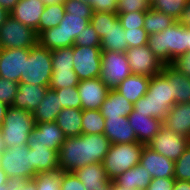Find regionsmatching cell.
<instances>
[{
	"mask_svg": "<svg viewBox=\"0 0 190 190\" xmlns=\"http://www.w3.org/2000/svg\"><path fill=\"white\" fill-rule=\"evenodd\" d=\"M53 70L74 71L73 46L51 50Z\"/></svg>",
	"mask_w": 190,
	"mask_h": 190,
	"instance_id": "35",
	"label": "cell"
},
{
	"mask_svg": "<svg viewBox=\"0 0 190 190\" xmlns=\"http://www.w3.org/2000/svg\"><path fill=\"white\" fill-rule=\"evenodd\" d=\"M111 190H128V189L125 188V187H122V186L118 185L117 183H115V182L112 180ZM130 190H140V189L136 188V189H130Z\"/></svg>",
	"mask_w": 190,
	"mask_h": 190,
	"instance_id": "59",
	"label": "cell"
},
{
	"mask_svg": "<svg viewBox=\"0 0 190 190\" xmlns=\"http://www.w3.org/2000/svg\"><path fill=\"white\" fill-rule=\"evenodd\" d=\"M100 79L109 89H116L118 85L132 74L125 52H102Z\"/></svg>",
	"mask_w": 190,
	"mask_h": 190,
	"instance_id": "10",
	"label": "cell"
},
{
	"mask_svg": "<svg viewBox=\"0 0 190 190\" xmlns=\"http://www.w3.org/2000/svg\"><path fill=\"white\" fill-rule=\"evenodd\" d=\"M139 164L145 167L153 178L174 177V161L153 151L147 145L143 147Z\"/></svg>",
	"mask_w": 190,
	"mask_h": 190,
	"instance_id": "17",
	"label": "cell"
},
{
	"mask_svg": "<svg viewBox=\"0 0 190 190\" xmlns=\"http://www.w3.org/2000/svg\"><path fill=\"white\" fill-rule=\"evenodd\" d=\"M132 74L152 77L159 74L165 66L150 51L149 46L129 48L125 51Z\"/></svg>",
	"mask_w": 190,
	"mask_h": 190,
	"instance_id": "13",
	"label": "cell"
},
{
	"mask_svg": "<svg viewBox=\"0 0 190 190\" xmlns=\"http://www.w3.org/2000/svg\"><path fill=\"white\" fill-rule=\"evenodd\" d=\"M175 22H177V20L172 16L151 8L149 11L145 12L143 28L150 35L164 31L166 28L171 27Z\"/></svg>",
	"mask_w": 190,
	"mask_h": 190,
	"instance_id": "32",
	"label": "cell"
},
{
	"mask_svg": "<svg viewBox=\"0 0 190 190\" xmlns=\"http://www.w3.org/2000/svg\"><path fill=\"white\" fill-rule=\"evenodd\" d=\"M46 5L42 0H20L10 15L22 24L31 27L39 35V21Z\"/></svg>",
	"mask_w": 190,
	"mask_h": 190,
	"instance_id": "18",
	"label": "cell"
},
{
	"mask_svg": "<svg viewBox=\"0 0 190 190\" xmlns=\"http://www.w3.org/2000/svg\"><path fill=\"white\" fill-rule=\"evenodd\" d=\"M32 180L37 190H61V170L37 173Z\"/></svg>",
	"mask_w": 190,
	"mask_h": 190,
	"instance_id": "36",
	"label": "cell"
},
{
	"mask_svg": "<svg viewBox=\"0 0 190 190\" xmlns=\"http://www.w3.org/2000/svg\"><path fill=\"white\" fill-rule=\"evenodd\" d=\"M190 139L182 134L162 126L156 136L148 143V147L159 154L176 161L189 146Z\"/></svg>",
	"mask_w": 190,
	"mask_h": 190,
	"instance_id": "12",
	"label": "cell"
},
{
	"mask_svg": "<svg viewBox=\"0 0 190 190\" xmlns=\"http://www.w3.org/2000/svg\"><path fill=\"white\" fill-rule=\"evenodd\" d=\"M0 190H9L8 184H1Z\"/></svg>",
	"mask_w": 190,
	"mask_h": 190,
	"instance_id": "63",
	"label": "cell"
},
{
	"mask_svg": "<svg viewBox=\"0 0 190 190\" xmlns=\"http://www.w3.org/2000/svg\"><path fill=\"white\" fill-rule=\"evenodd\" d=\"M77 88L82 110H99L110 91L100 77L79 81Z\"/></svg>",
	"mask_w": 190,
	"mask_h": 190,
	"instance_id": "16",
	"label": "cell"
},
{
	"mask_svg": "<svg viewBox=\"0 0 190 190\" xmlns=\"http://www.w3.org/2000/svg\"><path fill=\"white\" fill-rule=\"evenodd\" d=\"M10 16V12L7 10L3 9L0 6V28L1 26L5 23L6 19Z\"/></svg>",
	"mask_w": 190,
	"mask_h": 190,
	"instance_id": "57",
	"label": "cell"
},
{
	"mask_svg": "<svg viewBox=\"0 0 190 190\" xmlns=\"http://www.w3.org/2000/svg\"><path fill=\"white\" fill-rule=\"evenodd\" d=\"M79 84V79L74 71L69 70H53L49 83L50 89H62L75 87Z\"/></svg>",
	"mask_w": 190,
	"mask_h": 190,
	"instance_id": "37",
	"label": "cell"
},
{
	"mask_svg": "<svg viewBox=\"0 0 190 190\" xmlns=\"http://www.w3.org/2000/svg\"><path fill=\"white\" fill-rule=\"evenodd\" d=\"M118 18L114 12H93L90 24L98 33L100 39L106 36V33L111 29L112 23Z\"/></svg>",
	"mask_w": 190,
	"mask_h": 190,
	"instance_id": "39",
	"label": "cell"
},
{
	"mask_svg": "<svg viewBox=\"0 0 190 190\" xmlns=\"http://www.w3.org/2000/svg\"><path fill=\"white\" fill-rule=\"evenodd\" d=\"M82 134H103L105 118L100 110H82Z\"/></svg>",
	"mask_w": 190,
	"mask_h": 190,
	"instance_id": "34",
	"label": "cell"
},
{
	"mask_svg": "<svg viewBox=\"0 0 190 190\" xmlns=\"http://www.w3.org/2000/svg\"><path fill=\"white\" fill-rule=\"evenodd\" d=\"M8 181V177L6 176V173L0 168V187L1 184H6Z\"/></svg>",
	"mask_w": 190,
	"mask_h": 190,
	"instance_id": "58",
	"label": "cell"
},
{
	"mask_svg": "<svg viewBox=\"0 0 190 190\" xmlns=\"http://www.w3.org/2000/svg\"><path fill=\"white\" fill-rule=\"evenodd\" d=\"M147 45L159 61L170 65L175 58L187 52V27L177 21L164 31L150 34Z\"/></svg>",
	"mask_w": 190,
	"mask_h": 190,
	"instance_id": "3",
	"label": "cell"
},
{
	"mask_svg": "<svg viewBox=\"0 0 190 190\" xmlns=\"http://www.w3.org/2000/svg\"><path fill=\"white\" fill-rule=\"evenodd\" d=\"M173 190H190V181H181L176 179Z\"/></svg>",
	"mask_w": 190,
	"mask_h": 190,
	"instance_id": "55",
	"label": "cell"
},
{
	"mask_svg": "<svg viewBox=\"0 0 190 190\" xmlns=\"http://www.w3.org/2000/svg\"><path fill=\"white\" fill-rule=\"evenodd\" d=\"M152 179L153 177L146 171L145 167L138 163L136 166L118 175L113 181L128 190L136 188L146 190Z\"/></svg>",
	"mask_w": 190,
	"mask_h": 190,
	"instance_id": "28",
	"label": "cell"
},
{
	"mask_svg": "<svg viewBox=\"0 0 190 190\" xmlns=\"http://www.w3.org/2000/svg\"><path fill=\"white\" fill-rule=\"evenodd\" d=\"M66 138L67 136L55 121L35 123L28 139V146H47L59 152Z\"/></svg>",
	"mask_w": 190,
	"mask_h": 190,
	"instance_id": "15",
	"label": "cell"
},
{
	"mask_svg": "<svg viewBox=\"0 0 190 190\" xmlns=\"http://www.w3.org/2000/svg\"><path fill=\"white\" fill-rule=\"evenodd\" d=\"M151 2L149 0H117V14L136 11H149Z\"/></svg>",
	"mask_w": 190,
	"mask_h": 190,
	"instance_id": "43",
	"label": "cell"
},
{
	"mask_svg": "<svg viewBox=\"0 0 190 190\" xmlns=\"http://www.w3.org/2000/svg\"><path fill=\"white\" fill-rule=\"evenodd\" d=\"M124 29H136L144 26L145 11L117 14Z\"/></svg>",
	"mask_w": 190,
	"mask_h": 190,
	"instance_id": "45",
	"label": "cell"
},
{
	"mask_svg": "<svg viewBox=\"0 0 190 190\" xmlns=\"http://www.w3.org/2000/svg\"><path fill=\"white\" fill-rule=\"evenodd\" d=\"M134 109V104L122 96L116 89L108 92L99 109L104 118L127 117Z\"/></svg>",
	"mask_w": 190,
	"mask_h": 190,
	"instance_id": "24",
	"label": "cell"
},
{
	"mask_svg": "<svg viewBox=\"0 0 190 190\" xmlns=\"http://www.w3.org/2000/svg\"><path fill=\"white\" fill-rule=\"evenodd\" d=\"M189 0H153L151 8L172 16L178 21Z\"/></svg>",
	"mask_w": 190,
	"mask_h": 190,
	"instance_id": "38",
	"label": "cell"
},
{
	"mask_svg": "<svg viewBox=\"0 0 190 190\" xmlns=\"http://www.w3.org/2000/svg\"><path fill=\"white\" fill-rule=\"evenodd\" d=\"M163 126L190 138V102L174 104L165 116Z\"/></svg>",
	"mask_w": 190,
	"mask_h": 190,
	"instance_id": "23",
	"label": "cell"
},
{
	"mask_svg": "<svg viewBox=\"0 0 190 190\" xmlns=\"http://www.w3.org/2000/svg\"><path fill=\"white\" fill-rule=\"evenodd\" d=\"M176 179L171 178H153L146 190H173Z\"/></svg>",
	"mask_w": 190,
	"mask_h": 190,
	"instance_id": "52",
	"label": "cell"
},
{
	"mask_svg": "<svg viewBox=\"0 0 190 190\" xmlns=\"http://www.w3.org/2000/svg\"><path fill=\"white\" fill-rule=\"evenodd\" d=\"M100 43L101 39L90 23L82 30L81 34H78L74 41V45L84 47H100Z\"/></svg>",
	"mask_w": 190,
	"mask_h": 190,
	"instance_id": "42",
	"label": "cell"
},
{
	"mask_svg": "<svg viewBox=\"0 0 190 190\" xmlns=\"http://www.w3.org/2000/svg\"><path fill=\"white\" fill-rule=\"evenodd\" d=\"M174 178L181 181H190V144L183 154L174 161Z\"/></svg>",
	"mask_w": 190,
	"mask_h": 190,
	"instance_id": "41",
	"label": "cell"
},
{
	"mask_svg": "<svg viewBox=\"0 0 190 190\" xmlns=\"http://www.w3.org/2000/svg\"><path fill=\"white\" fill-rule=\"evenodd\" d=\"M73 66L79 81L100 77L102 51L100 47L73 46Z\"/></svg>",
	"mask_w": 190,
	"mask_h": 190,
	"instance_id": "11",
	"label": "cell"
},
{
	"mask_svg": "<svg viewBox=\"0 0 190 190\" xmlns=\"http://www.w3.org/2000/svg\"><path fill=\"white\" fill-rule=\"evenodd\" d=\"M103 134L110 140L111 144L138 142L127 117L105 118Z\"/></svg>",
	"mask_w": 190,
	"mask_h": 190,
	"instance_id": "21",
	"label": "cell"
},
{
	"mask_svg": "<svg viewBox=\"0 0 190 190\" xmlns=\"http://www.w3.org/2000/svg\"><path fill=\"white\" fill-rule=\"evenodd\" d=\"M178 22L186 27H190V0L188 1L185 8L182 10L181 16Z\"/></svg>",
	"mask_w": 190,
	"mask_h": 190,
	"instance_id": "53",
	"label": "cell"
},
{
	"mask_svg": "<svg viewBox=\"0 0 190 190\" xmlns=\"http://www.w3.org/2000/svg\"><path fill=\"white\" fill-rule=\"evenodd\" d=\"M7 184L9 190H37V186L33 180L13 177L8 178Z\"/></svg>",
	"mask_w": 190,
	"mask_h": 190,
	"instance_id": "51",
	"label": "cell"
},
{
	"mask_svg": "<svg viewBox=\"0 0 190 190\" xmlns=\"http://www.w3.org/2000/svg\"><path fill=\"white\" fill-rule=\"evenodd\" d=\"M172 86L168 84V77L162 71L152 76L147 93L134 104V110L163 121L174 105Z\"/></svg>",
	"mask_w": 190,
	"mask_h": 190,
	"instance_id": "2",
	"label": "cell"
},
{
	"mask_svg": "<svg viewBox=\"0 0 190 190\" xmlns=\"http://www.w3.org/2000/svg\"><path fill=\"white\" fill-rule=\"evenodd\" d=\"M59 97L55 90L48 88L37 109L32 112L35 123L54 122L62 110Z\"/></svg>",
	"mask_w": 190,
	"mask_h": 190,
	"instance_id": "26",
	"label": "cell"
},
{
	"mask_svg": "<svg viewBox=\"0 0 190 190\" xmlns=\"http://www.w3.org/2000/svg\"><path fill=\"white\" fill-rule=\"evenodd\" d=\"M127 118L137 136L138 143L144 145H148L163 126L162 120L138 113L134 109Z\"/></svg>",
	"mask_w": 190,
	"mask_h": 190,
	"instance_id": "19",
	"label": "cell"
},
{
	"mask_svg": "<svg viewBox=\"0 0 190 190\" xmlns=\"http://www.w3.org/2000/svg\"><path fill=\"white\" fill-rule=\"evenodd\" d=\"M51 57V51L38 42L31 47L29 57L25 60L24 75H21L20 83L49 86L53 71Z\"/></svg>",
	"mask_w": 190,
	"mask_h": 190,
	"instance_id": "7",
	"label": "cell"
},
{
	"mask_svg": "<svg viewBox=\"0 0 190 190\" xmlns=\"http://www.w3.org/2000/svg\"><path fill=\"white\" fill-rule=\"evenodd\" d=\"M150 77L131 74L126 77L116 90L131 103L135 104L148 90Z\"/></svg>",
	"mask_w": 190,
	"mask_h": 190,
	"instance_id": "27",
	"label": "cell"
},
{
	"mask_svg": "<svg viewBox=\"0 0 190 190\" xmlns=\"http://www.w3.org/2000/svg\"><path fill=\"white\" fill-rule=\"evenodd\" d=\"M45 5H48V4H57V3H61L63 2L64 0H42Z\"/></svg>",
	"mask_w": 190,
	"mask_h": 190,
	"instance_id": "62",
	"label": "cell"
},
{
	"mask_svg": "<svg viewBox=\"0 0 190 190\" xmlns=\"http://www.w3.org/2000/svg\"><path fill=\"white\" fill-rule=\"evenodd\" d=\"M111 146L104 134H81L67 137L58 156L59 170L74 172L93 163H102Z\"/></svg>",
	"mask_w": 190,
	"mask_h": 190,
	"instance_id": "1",
	"label": "cell"
},
{
	"mask_svg": "<svg viewBox=\"0 0 190 190\" xmlns=\"http://www.w3.org/2000/svg\"><path fill=\"white\" fill-rule=\"evenodd\" d=\"M144 146L138 142L111 144L102 162L107 177L114 180L118 175L136 166Z\"/></svg>",
	"mask_w": 190,
	"mask_h": 190,
	"instance_id": "6",
	"label": "cell"
},
{
	"mask_svg": "<svg viewBox=\"0 0 190 190\" xmlns=\"http://www.w3.org/2000/svg\"><path fill=\"white\" fill-rule=\"evenodd\" d=\"M35 127L31 112L9 106L0 126L5 147L28 145V139Z\"/></svg>",
	"mask_w": 190,
	"mask_h": 190,
	"instance_id": "5",
	"label": "cell"
},
{
	"mask_svg": "<svg viewBox=\"0 0 190 190\" xmlns=\"http://www.w3.org/2000/svg\"><path fill=\"white\" fill-rule=\"evenodd\" d=\"M62 108H81V99L77 86L55 89Z\"/></svg>",
	"mask_w": 190,
	"mask_h": 190,
	"instance_id": "40",
	"label": "cell"
},
{
	"mask_svg": "<svg viewBox=\"0 0 190 190\" xmlns=\"http://www.w3.org/2000/svg\"><path fill=\"white\" fill-rule=\"evenodd\" d=\"M88 3L93 12H114L117 11V0H82Z\"/></svg>",
	"mask_w": 190,
	"mask_h": 190,
	"instance_id": "49",
	"label": "cell"
},
{
	"mask_svg": "<svg viewBox=\"0 0 190 190\" xmlns=\"http://www.w3.org/2000/svg\"><path fill=\"white\" fill-rule=\"evenodd\" d=\"M49 86L30 85L19 83L12 107L33 112L43 100Z\"/></svg>",
	"mask_w": 190,
	"mask_h": 190,
	"instance_id": "22",
	"label": "cell"
},
{
	"mask_svg": "<svg viewBox=\"0 0 190 190\" xmlns=\"http://www.w3.org/2000/svg\"><path fill=\"white\" fill-rule=\"evenodd\" d=\"M61 190H86L73 172L61 171Z\"/></svg>",
	"mask_w": 190,
	"mask_h": 190,
	"instance_id": "48",
	"label": "cell"
},
{
	"mask_svg": "<svg viewBox=\"0 0 190 190\" xmlns=\"http://www.w3.org/2000/svg\"><path fill=\"white\" fill-rule=\"evenodd\" d=\"M90 23L84 15L69 14L65 12L64 17L57 27L42 31L38 35L37 42L48 50L74 46L78 34Z\"/></svg>",
	"mask_w": 190,
	"mask_h": 190,
	"instance_id": "4",
	"label": "cell"
},
{
	"mask_svg": "<svg viewBox=\"0 0 190 190\" xmlns=\"http://www.w3.org/2000/svg\"><path fill=\"white\" fill-rule=\"evenodd\" d=\"M82 109H62L56 118V123L67 137L79 136L82 134Z\"/></svg>",
	"mask_w": 190,
	"mask_h": 190,
	"instance_id": "30",
	"label": "cell"
},
{
	"mask_svg": "<svg viewBox=\"0 0 190 190\" xmlns=\"http://www.w3.org/2000/svg\"><path fill=\"white\" fill-rule=\"evenodd\" d=\"M65 12L69 14L84 15V18L91 20L93 8L82 0H64Z\"/></svg>",
	"mask_w": 190,
	"mask_h": 190,
	"instance_id": "44",
	"label": "cell"
},
{
	"mask_svg": "<svg viewBox=\"0 0 190 190\" xmlns=\"http://www.w3.org/2000/svg\"><path fill=\"white\" fill-rule=\"evenodd\" d=\"M86 190H111L112 180L107 177L102 163L85 165L73 172Z\"/></svg>",
	"mask_w": 190,
	"mask_h": 190,
	"instance_id": "20",
	"label": "cell"
},
{
	"mask_svg": "<svg viewBox=\"0 0 190 190\" xmlns=\"http://www.w3.org/2000/svg\"><path fill=\"white\" fill-rule=\"evenodd\" d=\"M100 48L102 52H125L128 49L125 29L122 27L119 18L112 23L111 29L101 39Z\"/></svg>",
	"mask_w": 190,
	"mask_h": 190,
	"instance_id": "31",
	"label": "cell"
},
{
	"mask_svg": "<svg viewBox=\"0 0 190 190\" xmlns=\"http://www.w3.org/2000/svg\"><path fill=\"white\" fill-rule=\"evenodd\" d=\"M5 143H4V139H3V136L0 132V154L5 150Z\"/></svg>",
	"mask_w": 190,
	"mask_h": 190,
	"instance_id": "60",
	"label": "cell"
},
{
	"mask_svg": "<svg viewBox=\"0 0 190 190\" xmlns=\"http://www.w3.org/2000/svg\"><path fill=\"white\" fill-rule=\"evenodd\" d=\"M162 72L168 77V84L173 85L174 104L190 102V77L176 71L171 65H165Z\"/></svg>",
	"mask_w": 190,
	"mask_h": 190,
	"instance_id": "25",
	"label": "cell"
},
{
	"mask_svg": "<svg viewBox=\"0 0 190 190\" xmlns=\"http://www.w3.org/2000/svg\"><path fill=\"white\" fill-rule=\"evenodd\" d=\"M176 71L182 73L186 77H190V52L175 58L170 64Z\"/></svg>",
	"mask_w": 190,
	"mask_h": 190,
	"instance_id": "50",
	"label": "cell"
},
{
	"mask_svg": "<svg viewBox=\"0 0 190 190\" xmlns=\"http://www.w3.org/2000/svg\"><path fill=\"white\" fill-rule=\"evenodd\" d=\"M125 36L129 49L146 45L149 34L143 27H140L136 29H125Z\"/></svg>",
	"mask_w": 190,
	"mask_h": 190,
	"instance_id": "47",
	"label": "cell"
},
{
	"mask_svg": "<svg viewBox=\"0 0 190 190\" xmlns=\"http://www.w3.org/2000/svg\"><path fill=\"white\" fill-rule=\"evenodd\" d=\"M65 15L64 3L46 5L39 21V34L49 28L57 27Z\"/></svg>",
	"mask_w": 190,
	"mask_h": 190,
	"instance_id": "33",
	"label": "cell"
},
{
	"mask_svg": "<svg viewBox=\"0 0 190 190\" xmlns=\"http://www.w3.org/2000/svg\"><path fill=\"white\" fill-rule=\"evenodd\" d=\"M38 40L36 32L11 15L0 28V48H26L33 47Z\"/></svg>",
	"mask_w": 190,
	"mask_h": 190,
	"instance_id": "9",
	"label": "cell"
},
{
	"mask_svg": "<svg viewBox=\"0 0 190 190\" xmlns=\"http://www.w3.org/2000/svg\"><path fill=\"white\" fill-rule=\"evenodd\" d=\"M26 48H0V77L20 83L24 75L25 60L29 57Z\"/></svg>",
	"mask_w": 190,
	"mask_h": 190,
	"instance_id": "14",
	"label": "cell"
},
{
	"mask_svg": "<svg viewBox=\"0 0 190 190\" xmlns=\"http://www.w3.org/2000/svg\"><path fill=\"white\" fill-rule=\"evenodd\" d=\"M0 168L8 178L32 180L36 175L32 170V149L28 145L5 148L0 154Z\"/></svg>",
	"mask_w": 190,
	"mask_h": 190,
	"instance_id": "8",
	"label": "cell"
},
{
	"mask_svg": "<svg viewBox=\"0 0 190 190\" xmlns=\"http://www.w3.org/2000/svg\"><path fill=\"white\" fill-rule=\"evenodd\" d=\"M18 88L19 83L0 77V101L11 106Z\"/></svg>",
	"mask_w": 190,
	"mask_h": 190,
	"instance_id": "46",
	"label": "cell"
},
{
	"mask_svg": "<svg viewBox=\"0 0 190 190\" xmlns=\"http://www.w3.org/2000/svg\"><path fill=\"white\" fill-rule=\"evenodd\" d=\"M32 149V170L37 174L40 172H51L59 170V152L47 146H28Z\"/></svg>",
	"mask_w": 190,
	"mask_h": 190,
	"instance_id": "29",
	"label": "cell"
},
{
	"mask_svg": "<svg viewBox=\"0 0 190 190\" xmlns=\"http://www.w3.org/2000/svg\"><path fill=\"white\" fill-rule=\"evenodd\" d=\"M187 52H190V27H187Z\"/></svg>",
	"mask_w": 190,
	"mask_h": 190,
	"instance_id": "61",
	"label": "cell"
},
{
	"mask_svg": "<svg viewBox=\"0 0 190 190\" xmlns=\"http://www.w3.org/2000/svg\"><path fill=\"white\" fill-rule=\"evenodd\" d=\"M20 0H0V6L7 10L8 12H11L14 6L19 2Z\"/></svg>",
	"mask_w": 190,
	"mask_h": 190,
	"instance_id": "54",
	"label": "cell"
},
{
	"mask_svg": "<svg viewBox=\"0 0 190 190\" xmlns=\"http://www.w3.org/2000/svg\"><path fill=\"white\" fill-rule=\"evenodd\" d=\"M8 105L0 101V126L3 124Z\"/></svg>",
	"mask_w": 190,
	"mask_h": 190,
	"instance_id": "56",
	"label": "cell"
}]
</instances>
